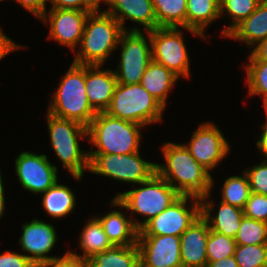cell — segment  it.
Here are the masks:
<instances>
[{
    "instance_id": "1",
    "label": "cell",
    "mask_w": 267,
    "mask_h": 267,
    "mask_svg": "<svg viewBox=\"0 0 267 267\" xmlns=\"http://www.w3.org/2000/svg\"><path fill=\"white\" fill-rule=\"evenodd\" d=\"M162 153L166 164L156 163V172L181 196L200 199L211 193L213 176L191 156L185 144L166 142Z\"/></svg>"
},
{
    "instance_id": "2",
    "label": "cell",
    "mask_w": 267,
    "mask_h": 267,
    "mask_svg": "<svg viewBox=\"0 0 267 267\" xmlns=\"http://www.w3.org/2000/svg\"><path fill=\"white\" fill-rule=\"evenodd\" d=\"M144 126L98 112L87 126V141L97 147L88 154H129L139 152L140 129Z\"/></svg>"
},
{
    "instance_id": "3",
    "label": "cell",
    "mask_w": 267,
    "mask_h": 267,
    "mask_svg": "<svg viewBox=\"0 0 267 267\" xmlns=\"http://www.w3.org/2000/svg\"><path fill=\"white\" fill-rule=\"evenodd\" d=\"M124 32L120 23L104 11L91 12L84 27L79 49L73 63L80 65H103L118 47Z\"/></svg>"
},
{
    "instance_id": "4",
    "label": "cell",
    "mask_w": 267,
    "mask_h": 267,
    "mask_svg": "<svg viewBox=\"0 0 267 267\" xmlns=\"http://www.w3.org/2000/svg\"><path fill=\"white\" fill-rule=\"evenodd\" d=\"M138 185L139 188L118 192L110 204L146 217L143 221L139 222L138 219L134 221V225L140 230L181 195L157 172Z\"/></svg>"
},
{
    "instance_id": "5",
    "label": "cell",
    "mask_w": 267,
    "mask_h": 267,
    "mask_svg": "<svg viewBox=\"0 0 267 267\" xmlns=\"http://www.w3.org/2000/svg\"><path fill=\"white\" fill-rule=\"evenodd\" d=\"M61 82L51 95L48 113L88 126L97 112L89 104L85 89V65L73 63L61 78Z\"/></svg>"
},
{
    "instance_id": "6",
    "label": "cell",
    "mask_w": 267,
    "mask_h": 267,
    "mask_svg": "<svg viewBox=\"0 0 267 267\" xmlns=\"http://www.w3.org/2000/svg\"><path fill=\"white\" fill-rule=\"evenodd\" d=\"M46 115L52 149L72 177L76 180L81 179L84 171L89 170V157L88 151L80 149L78 138H87V127L48 112Z\"/></svg>"
},
{
    "instance_id": "7",
    "label": "cell",
    "mask_w": 267,
    "mask_h": 267,
    "mask_svg": "<svg viewBox=\"0 0 267 267\" xmlns=\"http://www.w3.org/2000/svg\"><path fill=\"white\" fill-rule=\"evenodd\" d=\"M164 107L141 85L117 83L109 115L142 126L161 122Z\"/></svg>"
},
{
    "instance_id": "8",
    "label": "cell",
    "mask_w": 267,
    "mask_h": 267,
    "mask_svg": "<svg viewBox=\"0 0 267 267\" xmlns=\"http://www.w3.org/2000/svg\"><path fill=\"white\" fill-rule=\"evenodd\" d=\"M88 157V172L132 183L133 186L148 180L156 173V164L142 159L139 152L119 155L88 154Z\"/></svg>"
},
{
    "instance_id": "9",
    "label": "cell",
    "mask_w": 267,
    "mask_h": 267,
    "mask_svg": "<svg viewBox=\"0 0 267 267\" xmlns=\"http://www.w3.org/2000/svg\"><path fill=\"white\" fill-rule=\"evenodd\" d=\"M145 33H147V38L137 27L122 33L118 44V46L122 45L120 63L118 69L114 71L117 83L140 84L146 68L152 61L150 33L149 31Z\"/></svg>"
},
{
    "instance_id": "10",
    "label": "cell",
    "mask_w": 267,
    "mask_h": 267,
    "mask_svg": "<svg viewBox=\"0 0 267 267\" xmlns=\"http://www.w3.org/2000/svg\"><path fill=\"white\" fill-rule=\"evenodd\" d=\"M152 60L164 65L179 78L190 77V59L179 27H158L149 31Z\"/></svg>"
},
{
    "instance_id": "11",
    "label": "cell",
    "mask_w": 267,
    "mask_h": 267,
    "mask_svg": "<svg viewBox=\"0 0 267 267\" xmlns=\"http://www.w3.org/2000/svg\"><path fill=\"white\" fill-rule=\"evenodd\" d=\"M189 199L191 207L187 208ZM189 209V210H188ZM201 215L200 199L194 196H180L159 215L149 220L138 235H174L183 232Z\"/></svg>"
},
{
    "instance_id": "12",
    "label": "cell",
    "mask_w": 267,
    "mask_h": 267,
    "mask_svg": "<svg viewBox=\"0 0 267 267\" xmlns=\"http://www.w3.org/2000/svg\"><path fill=\"white\" fill-rule=\"evenodd\" d=\"M229 142L214 123H202L185 145L191 156L209 172L229 153Z\"/></svg>"
},
{
    "instance_id": "13",
    "label": "cell",
    "mask_w": 267,
    "mask_h": 267,
    "mask_svg": "<svg viewBox=\"0 0 267 267\" xmlns=\"http://www.w3.org/2000/svg\"><path fill=\"white\" fill-rule=\"evenodd\" d=\"M14 162L19 183L33 194H42L59 180L57 167L45 154L23 151Z\"/></svg>"
},
{
    "instance_id": "14",
    "label": "cell",
    "mask_w": 267,
    "mask_h": 267,
    "mask_svg": "<svg viewBox=\"0 0 267 267\" xmlns=\"http://www.w3.org/2000/svg\"><path fill=\"white\" fill-rule=\"evenodd\" d=\"M94 11L50 9L39 19L50 25L49 38L74 52L80 44L84 33L85 23L89 14Z\"/></svg>"
},
{
    "instance_id": "15",
    "label": "cell",
    "mask_w": 267,
    "mask_h": 267,
    "mask_svg": "<svg viewBox=\"0 0 267 267\" xmlns=\"http://www.w3.org/2000/svg\"><path fill=\"white\" fill-rule=\"evenodd\" d=\"M140 267H183L180 237L174 235H138Z\"/></svg>"
},
{
    "instance_id": "16",
    "label": "cell",
    "mask_w": 267,
    "mask_h": 267,
    "mask_svg": "<svg viewBox=\"0 0 267 267\" xmlns=\"http://www.w3.org/2000/svg\"><path fill=\"white\" fill-rule=\"evenodd\" d=\"M22 235L19 244L29 260L37 267L50 263L63 256H49L57 241L56 231L53 225L42 220L33 219L22 225ZM26 253H29L26 254Z\"/></svg>"
},
{
    "instance_id": "17",
    "label": "cell",
    "mask_w": 267,
    "mask_h": 267,
    "mask_svg": "<svg viewBox=\"0 0 267 267\" xmlns=\"http://www.w3.org/2000/svg\"><path fill=\"white\" fill-rule=\"evenodd\" d=\"M210 228L200 215L180 236V253L183 267H206V246Z\"/></svg>"
},
{
    "instance_id": "18",
    "label": "cell",
    "mask_w": 267,
    "mask_h": 267,
    "mask_svg": "<svg viewBox=\"0 0 267 267\" xmlns=\"http://www.w3.org/2000/svg\"><path fill=\"white\" fill-rule=\"evenodd\" d=\"M101 68L102 65H85L86 95L97 113L109 108L117 85L114 71Z\"/></svg>"
},
{
    "instance_id": "19",
    "label": "cell",
    "mask_w": 267,
    "mask_h": 267,
    "mask_svg": "<svg viewBox=\"0 0 267 267\" xmlns=\"http://www.w3.org/2000/svg\"><path fill=\"white\" fill-rule=\"evenodd\" d=\"M209 196L210 193L200 198L201 216L211 231L235 238L244 216L243 209L220 201L216 215H211L215 204L207 199Z\"/></svg>"
},
{
    "instance_id": "20",
    "label": "cell",
    "mask_w": 267,
    "mask_h": 267,
    "mask_svg": "<svg viewBox=\"0 0 267 267\" xmlns=\"http://www.w3.org/2000/svg\"><path fill=\"white\" fill-rule=\"evenodd\" d=\"M105 11L120 23L124 31H129L124 27L126 18L143 26L145 31L158 28L152 0H115Z\"/></svg>"
},
{
    "instance_id": "21",
    "label": "cell",
    "mask_w": 267,
    "mask_h": 267,
    "mask_svg": "<svg viewBox=\"0 0 267 267\" xmlns=\"http://www.w3.org/2000/svg\"><path fill=\"white\" fill-rule=\"evenodd\" d=\"M226 37L242 41L249 47L267 38V0H262L256 10Z\"/></svg>"
},
{
    "instance_id": "22",
    "label": "cell",
    "mask_w": 267,
    "mask_h": 267,
    "mask_svg": "<svg viewBox=\"0 0 267 267\" xmlns=\"http://www.w3.org/2000/svg\"><path fill=\"white\" fill-rule=\"evenodd\" d=\"M121 211H111L96 218L102 224L104 232L115 246H130L137 244L139 230L134 225L133 218L128 219Z\"/></svg>"
},
{
    "instance_id": "23",
    "label": "cell",
    "mask_w": 267,
    "mask_h": 267,
    "mask_svg": "<svg viewBox=\"0 0 267 267\" xmlns=\"http://www.w3.org/2000/svg\"><path fill=\"white\" fill-rule=\"evenodd\" d=\"M180 79L164 65L152 60L146 68L140 84L165 108L169 92Z\"/></svg>"
},
{
    "instance_id": "24",
    "label": "cell",
    "mask_w": 267,
    "mask_h": 267,
    "mask_svg": "<svg viewBox=\"0 0 267 267\" xmlns=\"http://www.w3.org/2000/svg\"><path fill=\"white\" fill-rule=\"evenodd\" d=\"M220 19V0H187V29L192 34L206 38L205 28Z\"/></svg>"
},
{
    "instance_id": "25",
    "label": "cell",
    "mask_w": 267,
    "mask_h": 267,
    "mask_svg": "<svg viewBox=\"0 0 267 267\" xmlns=\"http://www.w3.org/2000/svg\"><path fill=\"white\" fill-rule=\"evenodd\" d=\"M86 267H140L139 248L130 246H113L85 259Z\"/></svg>"
},
{
    "instance_id": "26",
    "label": "cell",
    "mask_w": 267,
    "mask_h": 267,
    "mask_svg": "<svg viewBox=\"0 0 267 267\" xmlns=\"http://www.w3.org/2000/svg\"><path fill=\"white\" fill-rule=\"evenodd\" d=\"M79 238V246L83 251V256L68 252L72 256L82 259L90 258L94 254L104 252L114 246L104 232L102 224L95 217L91 218L90 221L87 220Z\"/></svg>"
},
{
    "instance_id": "27",
    "label": "cell",
    "mask_w": 267,
    "mask_h": 267,
    "mask_svg": "<svg viewBox=\"0 0 267 267\" xmlns=\"http://www.w3.org/2000/svg\"><path fill=\"white\" fill-rule=\"evenodd\" d=\"M42 204L45 212L53 218H62L71 213L76 205V197L71 189L57 181L43 192Z\"/></svg>"
},
{
    "instance_id": "28",
    "label": "cell",
    "mask_w": 267,
    "mask_h": 267,
    "mask_svg": "<svg viewBox=\"0 0 267 267\" xmlns=\"http://www.w3.org/2000/svg\"><path fill=\"white\" fill-rule=\"evenodd\" d=\"M158 27L187 29V0H152Z\"/></svg>"
},
{
    "instance_id": "29",
    "label": "cell",
    "mask_w": 267,
    "mask_h": 267,
    "mask_svg": "<svg viewBox=\"0 0 267 267\" xmlns=\"http://www.w3.org/2000/svg\"><path fill=\"white\" fill-rule=\"evenodd\" d=\"M242 174V176H230L225 180L221 191V201L243 209L250 197L251 187L244 170Z\"/></svg>"
},
{
    "instance_id": "30",
    "label": "cell",
    "mask_w": 267,
    "mask_h": 267,
    "mask_svg": "<svg viewBox=\"0 0 267 267\" xmlns=\"http://www.w3.org/2000/svg\"><path fill=\"white\" fill-rule=\"evenodd\" d=\"M262 0H220V16L227 13L232 17L230 26L224 28L221 35L226 37L237 25L248 18Z\"/></svg>"
},
{
    "instance_id": "31",
    "label": "cell",
    "mask_w": 267,
    "mask_h": 267,
    "mask_svg": "<svg viewBox=\"0 0 267 267\" xmlns=\"http://www.w3.org/2000/svg\"><path fill=\"white\" fill-rule=\"evenodd\" d=\"M235 241L237 245L267 244V223L243 216Z\"/></svg>"
},
{
    "instance_id": "32",
    "label": "cell",
    "mask_w": 267,
    "mask_h": 267,
    "mask_svg": "<svg viewBox=\"0 0 267 267\" xmlns=\"http://www.w3.org/2000/svg\"><path fill=\"white\" fill-rule=\"evenodd\" d=\"M236 246L235 238L210 231L206 246L207 263L233 256Z\"/></svg>"
},
{
    "instance_id": "33",
    "label": "cell",
    "mask_w": 267,
    "mask_h": 267,
    "mask_svg": "<svg viewBox=\"0 0 267 267\" xmlns=\"http://www.w3.org/2000/svg\"><path fill=\"white\" fill-rule=\"evenodd\" d=\"M245 66L250 96L261 95L262 100L267 99V61H248Z\"/></svg>"
},
{
    "instance_id": "34",
    "label": "cell",
    "mask_w": 267,
    "mask_h": 267,
    "mask_svg": "<svg viewBox=\"0 0 267 267\" xmlns=\"http://www.w3.org/2000/svg\"><path fill=\"white\" fill-rule=\"evenodd\" d=\"M234 257L239 267H267V244L237 245Z\"/></svg>"
},
{
    "instance_id": "35",
    "label": "cell",
    "mask_w": 267,
    "mask_h": 267,
    "mask_svg": "<svg viewBox=\"0 0 267 267\" xmlns=\"http://www.w3.org/2000/svg\"><path fill=\"white\" fill-rule=\"evenodd\" d=\"M243 214L246 217L267 223V196L251 192L243 208Z\"/></svg>"
},
{
    "instance_id": "36",
    "label": "cell",
    "mask_w": 267,
    "mask_h": 267,
    "mask_svg": "<svg viewBox=\"0 0 267 267\" xmlns=\"http://www.w3.org/2000/svg\"><path fill=\"white\" fill-rule=\"evenodd\" d=\"M248 177L251 192L267 196V161L244 171Z\"/></svg>"
},
{
    "instance_id": "37",
    "label": "cell",
    "mask_w": 267,
    "mask_h": 267,
    "mask_svg": "<svg viewBox=\"0 0 267 267\" xmlns=\"http://www.w3.org/2000/svg\"><path fill=\"white\" fill-rule=\"evenodd\" d=\"M0 267H37L24 254L16 252H2L0 254Z\"/></svg>"
},
{
    "instance_id": "38",
    "label": "cell",
    "mask_w": 267,
    "mask_h": 267,
    "mask_svg": "<svg viewBox=\"0 0 267 267\" xmlns=\"http://www.w3.org/2000/svg\"><path fill=\"white\" fill-rule=\"evenodd\" d=\"M53 5L50 9H68L95 11L94 3L91 0H48Z\"/></svg>"
},
{
    "instance_id": "39",
    "label": "cell",
    "mask_w": 267,
    "mask_h": 267,
    "mask_svg": "<svg viewBox=\"0 0 267 267\" xmlns=\"http://www.w3.org/2000/svg\"><path fill=\"white\" fill-rule=\"evenodd\" d=\"M39 267H86L85 259L72 256L68 251L63 257Z\"/></svg>"
},
{
    "instance_id": "40",
    "label": "cell",
    "mask_w": 267,
    "mask_h": 267,
    "mask_svg": "<svg viewBox=\"0 0 267 267\" xmlns=\"http://www.w3.org/2000/svg\"><path fill=\"white\" fill-rule=\"evenodd\" d=\"M19 3L24 9L28 10L38 19L47 11L46 2L48 0H14Z\"/></svg>"
},
{
    "instance_id": "41",
    "label": "cell",
    "mask_w": 267,
    "mask_h": 267,
    "mask_svg": "<svg viewBox=\"0 0 267 267\" xmlns=\"http://www.w3.org/2000/svg\"><path fill=\"white\" fill-rule=\"evenodd\" d=\"M23 47L24 46L19 45L11 40L0 28V60L6 55L10 54L12 51L19 50Z\"/></svg>"
},
{
    "instance_id": "42",
    "label": "cell",
    "mask_w": 267,
    "mask_h": 267,
    "mask_svg": "<svg viewBox=\"0 0 267 267\" xmlns=\"http://www.w3.org/2000/svg\"><path fill=\"white\" fill-rule=\"evenodd\" d=\"M248 61H267V38L252 47Z\"/></svg>"
},
{
    "instance_id": "43",
    "label": "cell",
    "mask_w": 267,
    "mask_h": 267,
    "mask_svg": "<svg viewBox=\"0 0 267 267\" xmlns=\"http://www.w3.org/2000/svg\"><path fill=\"white\" fill-rule=\"evenodd\" d=\"M262 133L260 135V139L257 140L256 145L259 149L258 151L261 152L260 154H263V157H265V161H267V118L266 123L262 124Z\"/></svg>"
},
{
    "instance_id": "44",
    "label": "cell",
    "mask_w": 267,
    "mask_h": 267,
    "mask_svg": "<svg viewBox=\"0 0 267 267\" xmlns=\"http://www.w3.org/2000/svg\"><path fill=\"white\" fill-rule=\"evenodd\" d=\"M206 267H239V266L233 255L227 258H222L221 260L215 262L207 263Z\"/></svg>"
},
{
    "instance_id": "45",
    "label": "cell",
    "mask_w": 267,
    "mask_h": 267,
    "mask_svg": "<svg viewBox=\"0 0 267 267\" xmlns=\"http://www.w3.org/2000/svg\"><path fill=\"white\" fill-rule=\"evenodd\" d=\"M3 179H2V173L0 170V219L3 215V212L5 210V195H4V187H3Z\"/></svg>"
},
{
    "instance_id": "46",
    "label": "cell",
    "mask_w": 267,
    "mask_h": 267,
    "mask_svg": "<svg viewBox=\"0 0 267 267\" xmlns=\"http://www.w3.org/2000/svg\"><path fill=\"white\" fill-rule=\"evenodd\" d=\"M94 3L95 11H99L101 0H91Z\"/></svg>"
},
{
    "instance_id": "47",
    "label": "cell",
    "mask_w": 267,
    "mask_h": 267,
    "mask_svg": "<svg viewBox=\"0 0 267 267\" xmlns=\"http://www.w3.org/2000/svg\"><path fill=\"white\" fill-rule=\"evenodd\" d=\"M105 2L108 5V8L115 2V0H101V3Z\"/></svg>"
},
{
    "instance_id": "48",
    "label": "cell",
    "mask_w": 267,
    "mask_h": 267,
    "mask_svg": "<svg viewBox=\"0 0 267 267\" xmlns=\"http://www.w3.org/2000/svg\"><path fill=\"white\" fill-rule=\"evenodd\" d=\"M264 110L266 112V118H267V99L263 101Z\"/></svg>"
}]
</instances>
